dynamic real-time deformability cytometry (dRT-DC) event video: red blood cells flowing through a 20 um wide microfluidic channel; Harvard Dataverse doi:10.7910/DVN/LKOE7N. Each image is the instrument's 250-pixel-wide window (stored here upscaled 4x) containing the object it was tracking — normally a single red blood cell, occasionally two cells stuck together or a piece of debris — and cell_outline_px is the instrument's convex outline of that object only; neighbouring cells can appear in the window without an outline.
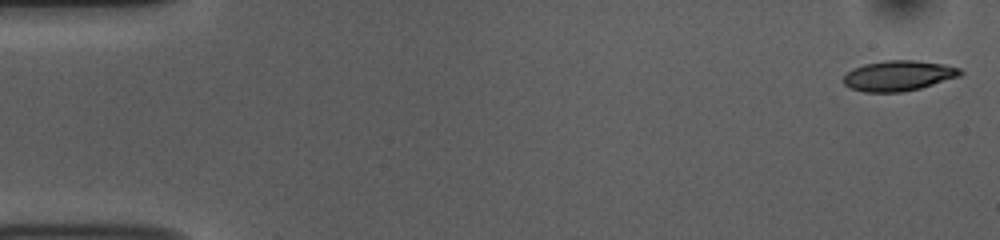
{"species": "common noctule bat (a hibernating species)", "species_latin": "Nyctalus noctula", "temperature_condition": "room temperature", "stored_images_in_passage": 53, "camera_frame_rate_fps": 3000, "um_per_image_px": 0.085, "animal": {"sex": "female", "body_mass_g": 10.0, "forearm_length_mm": 53.1}, "frame": {"image": 1, "passage_image": 1, "time_ms": 0.0, "image_size_px": [1000, 240], "cell_outline_px": [[964, 72], [960, 76], [920, 88], [900, 92], [864, 92], [852, 88], [844, 84], [844, 76], [852, 68], [864, 64], [888, 60], [916, 60], [944, 64], [960, 68]], "centroid_in_image_um": [76.39, 6.43], "position_along_channel_um": 8.6, "area_um2": 20.58}}
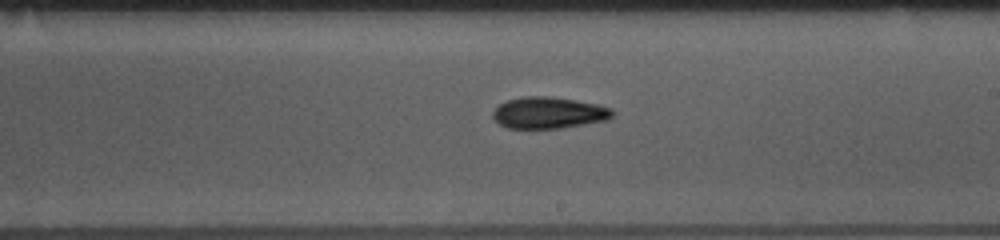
{"frame": {"image": 2, "passage_image": 30, "time_ms": 9.667, "image_size_px": [1000, 240], "cell_outline_px": [[612, 116], [608, 120], [560, 128], [508, 128], [500, 124], [492, 116], [492, 112], [500, 104], [508, 100], [524, 96], [548, 96], [596, 104], [612, 108]], "centroid_in_image_um": [46.63, 9.59], "position_along_channel_um": 242.4, "area_um2": 21.68}}
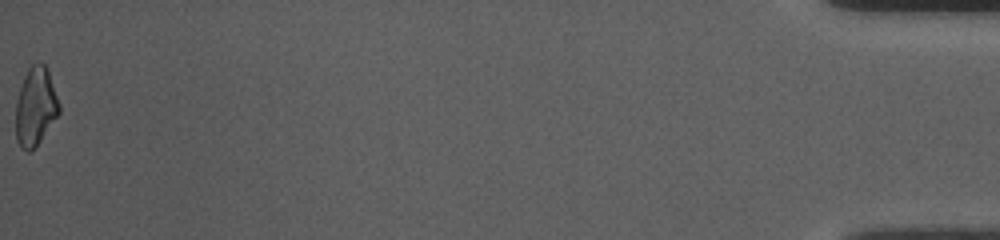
{"frame": {"image": 3, "passage_image": 53, "time_ms": 17.333, "image_size_px": [1000, 240], "cell_outline_px": [[60, 112], [40, 140], [28, 152], [20, 148], [16, 140], [16, 100], [24, 76], [28, 68], [32, 64], [44, 64], [48, 68], [60, 104]], "centroid_in_image_um": [3.02, 9.05], "position_along_channel_um": 432.2, "area_um2": 19.71}, "authors_computed_cell_mechanics": {"area_um2": 20.9236, "velocity_mm_per_s": 3.7718, "shape_relaxation_time_tau1_ms": 4.0526, "shape_relaxation_time_tau2_ms": 7.4529, "deformation_change_tau1": 0.1202, "deformation_change_tau2": 0.1656}}